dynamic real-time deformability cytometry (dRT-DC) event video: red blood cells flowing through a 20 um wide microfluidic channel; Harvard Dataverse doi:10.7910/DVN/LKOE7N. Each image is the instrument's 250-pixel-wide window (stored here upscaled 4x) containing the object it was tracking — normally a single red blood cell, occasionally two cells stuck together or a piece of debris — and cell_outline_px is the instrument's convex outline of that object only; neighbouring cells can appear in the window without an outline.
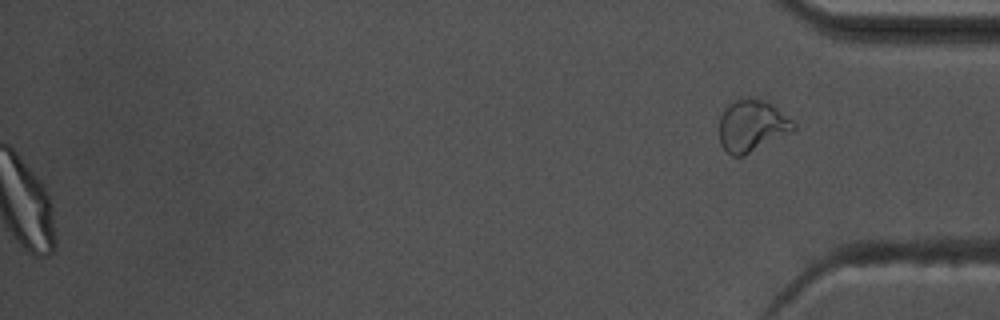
{"species": "common noctule bat (a hibernating species)", "species_latin": "Nyctalus noctula", "temperature_condition": "warm", "stored_images_in_passage": 55, "segment_of_instrument_passage": [2, 2], "camera_frame_rate_fps": 3000, "um_per_image_px": 0.085, "animal": {"sex": "male", "body_mass_g": 17.5, "forearm_length_mm": 52.3}, "frame": {"image": 1, "passage_image": 55, "time_ms": 18.0, "image_size_px": [1000, 320], "cell_outline_px": [[796, 128], [740, 156], [732, 156], [720, 144], [720, 116], [724, 108], [732, 100], [740, 96], [752, 96], [764, 100], [772, 104], [792, 120], [796, 124]], "centroid_in_image_um": [63.86, 10.6], "position_along_channel_um": 371.3, "area_um2": 22.14}}